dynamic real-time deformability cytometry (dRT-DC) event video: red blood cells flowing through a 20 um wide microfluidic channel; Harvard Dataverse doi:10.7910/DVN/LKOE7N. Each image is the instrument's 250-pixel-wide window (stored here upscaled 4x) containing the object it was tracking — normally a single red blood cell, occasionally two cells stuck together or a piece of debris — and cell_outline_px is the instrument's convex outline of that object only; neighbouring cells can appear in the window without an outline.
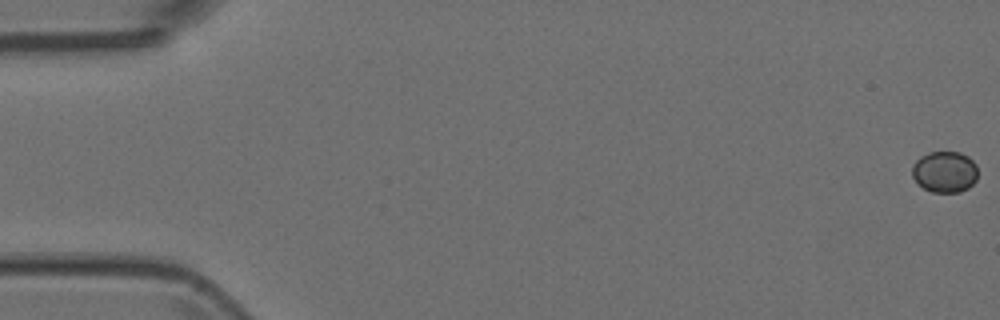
{"species": "Egyptian fruit bat (a non-hibernating species)", "species_latin": "Rousettus aegyptiacus", "temperature_condition": "room temperature", "stored_images_in_passage": 5, "camera_frame_rate_fps": 3000, "um_per_image_px": 0.085, "animal": {"sex": "female"}, "frame": {"image": 1, "passage_image": 1, "time_ms": 0.0, "image_size_px": [1000, 320], "cell_outline_px": [[976, 180], [968, 188], [960, 192], [932, 192], [924, 188], [912, 176], [912, 164], [920, 156], [928, 152], [960, 152], [968, 156], [976, 164]], "centroid_in_image_um": [80.29, 14.59], "position_along_channel_um": 4.7, "area_um2": 15.78}}
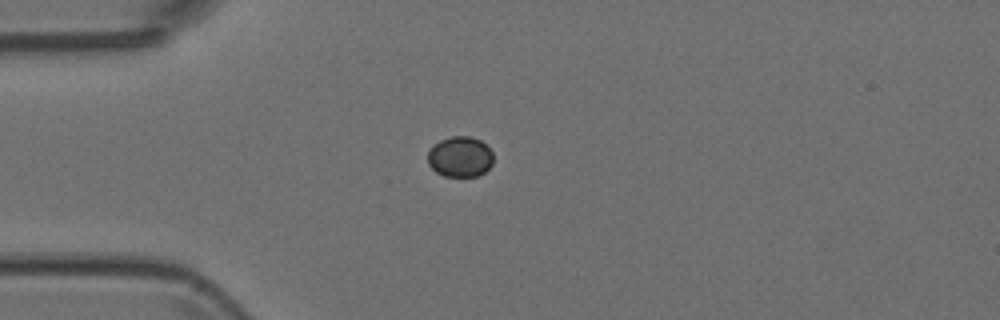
{"frame": {"image": 2, "passage_image": 5, "time_ms": 1.333, "image_size_px": [1000, 320], "cell_outline_px": [[492, 164], [484, 172], [476, 176], [444, 176], [436, 172], [428, 164], [428, 152], [440, 140], [452, 136], [468, 136], [480, 140], [492, 152]], "centroid_in_image_um": [39.1, 13.33], "position_along_channel_um": 45.9, "area_um2": 15.26}}